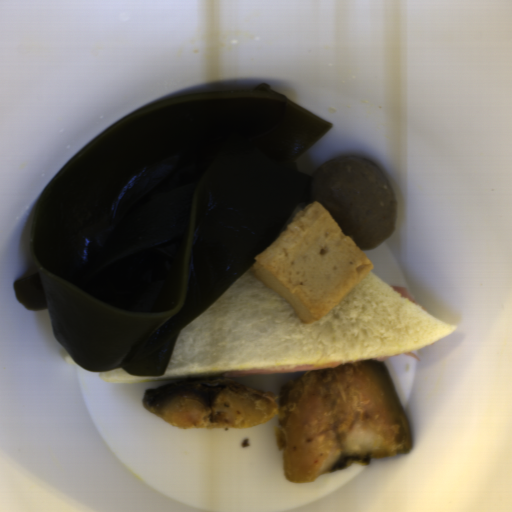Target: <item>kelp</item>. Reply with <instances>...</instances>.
I'll use <instances>...</instances> for the list:
<instances>
[{
  "label": "kelp",
  "instance_id": "kelp-1",
  "mask_svg": "<svg viewBox=\"0 0 512 512\" xmlns=\"http://www.w3.org/2000/svg\"><path fill=\"white\" fill-rule=\"evenodd\" d=\"M332 128L268 83L144 104L42 190L16 298L86 371L164 374L183 327L309 198L298 161Z\"/></svg>",
  "mask_w": 512,
  "mask_h": 512
}]
</instances>
